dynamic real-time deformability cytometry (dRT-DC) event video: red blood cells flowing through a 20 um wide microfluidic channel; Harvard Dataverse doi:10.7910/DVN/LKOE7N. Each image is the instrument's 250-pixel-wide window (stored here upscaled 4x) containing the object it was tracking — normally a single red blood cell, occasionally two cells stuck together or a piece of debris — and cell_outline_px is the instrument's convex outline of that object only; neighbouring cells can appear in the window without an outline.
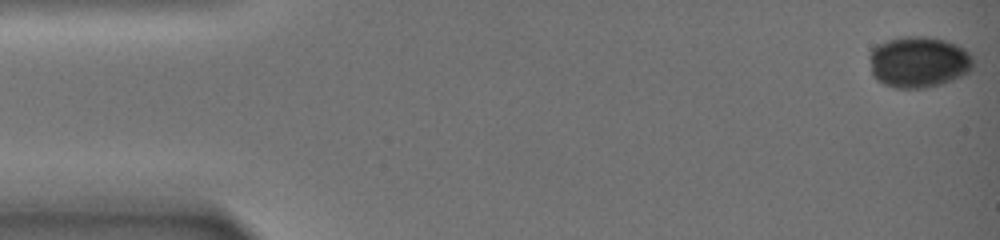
{"species": "common noctule bat (a hibernating species)", "species_latin": "Nyctalus noctula", "temperature_condition": "warm", "stored_images_in_passage": 78, "camera_frame_rate_fps": 3000, "um_per_image_px": 0.085, "animal": {"sex": "female", "body_mass_g": 19.0, "forearm_length_mm": 51.5}, "frame": {"image": 1, "passage_image": 1, "time_ms": 0.0, "image_size_px": [1000, 240], "cell_outline_px": [[972, 68], [968, 72], [952, 80], [928, 88], [892, 88], [876, 80], [872, 76], [868, 56], [872, 48], [876, 44], [888, 40], [904, 36], [928, 36], [944, 40], [956, 44], [964, 48], [972, 56]], "centroid_in_image_um": [78.03, 5.27], "position_along_channel_um": 7.0, "area_um2": 31.33}}
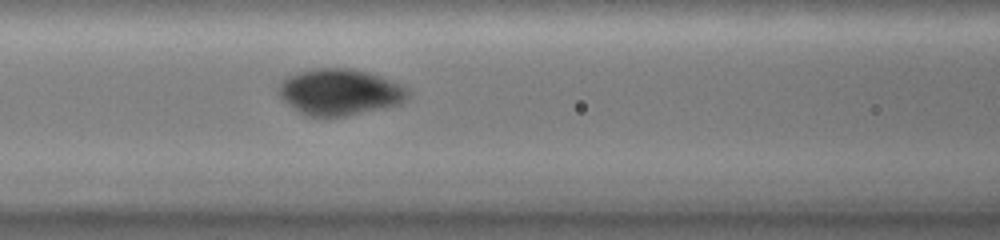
{"frame": {"image": 2, "passage_image": 41, "time_ms": 10.667, "image_size_px": [1000, 240], "cell_outline_px": [[412, 92], [400, 104], [384, 108], [344, 116], [304, 116], [288, 104], [276, 92], [280, 84], [288, 76], [296, 72], [316, 68], [348, 68], [368, 72], [384, 76], [408, 88]], "centroid_in_image_um": [28.9, 7.81], "position_along_channel_um": 137.7, "area_um2": 35.08}}
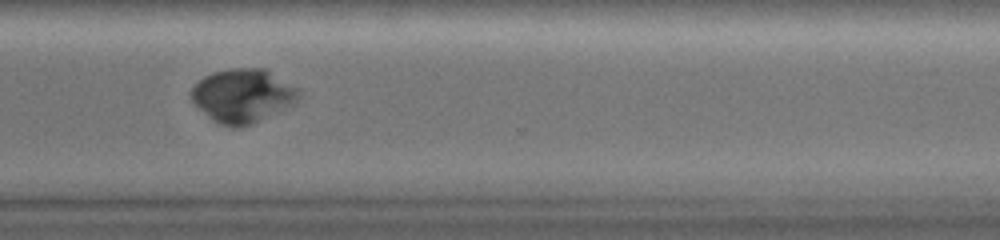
{"frame": {"image": 3, "passage_image": 77, "time_ms": 19.0, "image_size_px": [1000, 240], "cell_outline_px": [[304, 92], [296, 104], [252, 124], [240, 128], [232, 128], [220, 124], [212, 120], [192, 100], [192, 88], [204, 76], [212, 72], [232, 68], [264, 68]], "centroid_in_image_um": [20.69, 8.15], "position_along_channel_um": 349.9, "area_um2": 33.76}}